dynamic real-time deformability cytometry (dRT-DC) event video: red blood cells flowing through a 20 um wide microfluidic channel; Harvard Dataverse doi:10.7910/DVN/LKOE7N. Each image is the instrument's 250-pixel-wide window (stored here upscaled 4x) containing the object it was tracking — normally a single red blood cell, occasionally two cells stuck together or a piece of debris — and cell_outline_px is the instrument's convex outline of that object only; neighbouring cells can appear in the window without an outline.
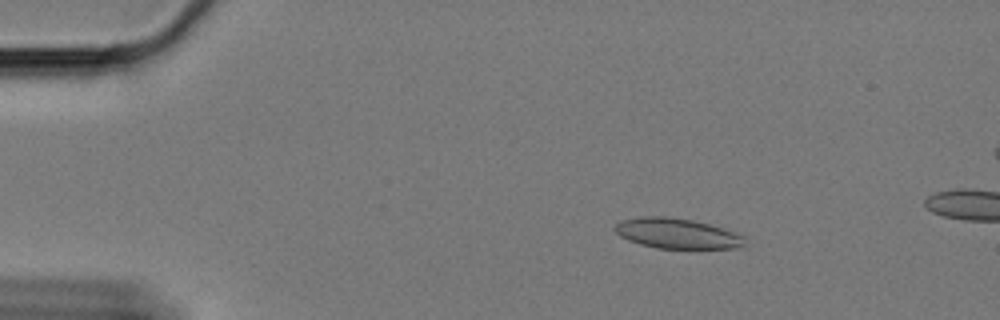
{"species": "Egyptian fruit bat (a non-hibernating species)", "species_latin": "Rousettus aegyptiacus", "temperature_condition": "cold", "stored_images_in_passage": 61, "segment_of_instrument_passage": [1, 2], "camera_frame_rate_fps": 3000, "um_per_image_px": 0.085, "animal": {"sex": "female"}, "frame": {"image": 1, "passage_image": 10, "time_ms": 3.0, "image_size_px": [1000, 320], "cell_outline_px": [[744, 244], [736, 248], [656, 248], [640, 244], [628, 240], [620, 236], [612, 228], [620, 220], [640, 216], [668, 216], [692, 220], [724, 228], [736, 232], [744, 236]], "centroid_in_image_um": [57.5, 19.83], "position_along_channel_um": 27.5, "area_um2": 22.95}}
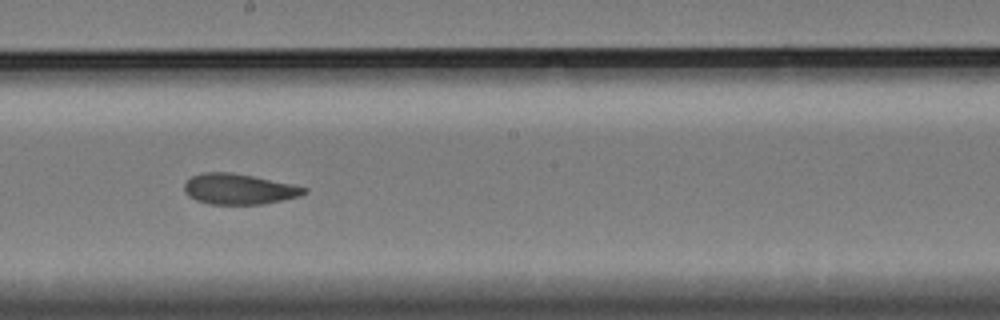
{"frame": {"image": 2, "passage_image": 34, "time_ms": 11.0, "image_size_px": [1000, 320], "cell_outline_px": [[308, 192], [300, 196], [260, 204], [208, 204], [196, 200], [188, 196], [184, 192], [184, 184], [192, 176], [204, 172], [232, 172], [292, 184], [308, 188]], "centroid_in_image_um": [20.29, 16.07], "position_along_channel_um": 227.9, "area_um2": 21.27}}
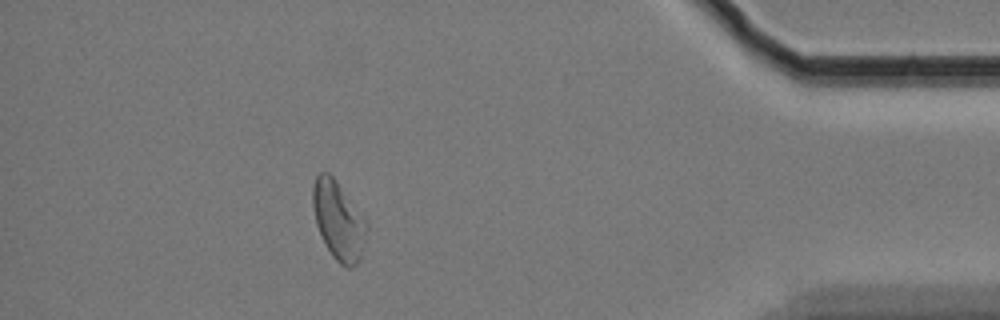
{"frame": {"image": 3, "passage_image": 54, "time_ms": 17.667, "image_size_px": [1000, 320], "cell_outline_px": [[368, 228], [360, 260], [352, 268], [348, 268], [340, 264], [332, 256], [324, 244], [316, 224], [312, 204], [312, 188], [316, 176], [320, 172], [328, 172], [336, 180], [368, 224]], "centroid_in_image_um": [28.75, 18.77], "position_along_channel_um": 406.4, "area_um2": 24.57}}